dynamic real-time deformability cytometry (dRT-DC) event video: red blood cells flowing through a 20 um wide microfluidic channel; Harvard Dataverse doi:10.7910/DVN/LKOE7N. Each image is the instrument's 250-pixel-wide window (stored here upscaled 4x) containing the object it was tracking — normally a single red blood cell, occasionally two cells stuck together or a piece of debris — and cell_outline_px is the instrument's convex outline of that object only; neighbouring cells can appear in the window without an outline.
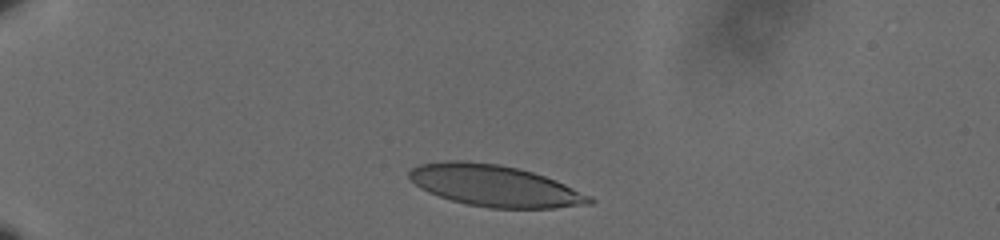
{"species": "human", "species_latin": "Homo sapiens", "temperature_condition": "cold", "stored_images_in_passage": 38, "camera_frame_rate_fps": 3000, "um_per_image_px": 0.085, "donor": {"sex": "male"}, "frame": {"image": 1, "passage_image": 1, "time_ms": 0.0, "image_size_px": [1000, 240], "cell_outline_px": [[596, 200], [592, 204], [552, 208], [488, 208], [468, 204], [452, 200], [428, 192], [420, 188], [408, 176], [408, 172], [412, 168], [420, 164], [448, 160], [464, 160], [500, 164], [532, 172], [556, 180], [592, 196]], "centroid_in_image_um": [42.07, 15.79], "position_along_channel_um": 42.9, "area_um2": 43.52}}
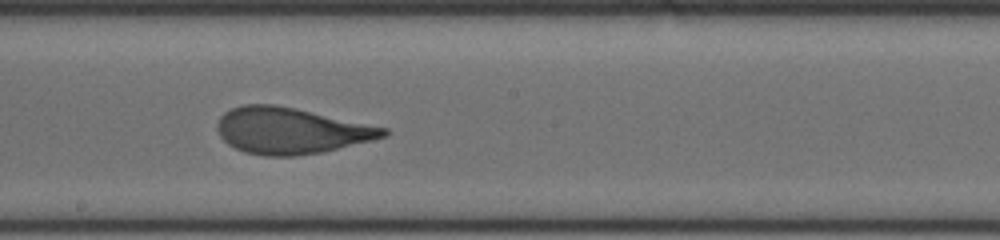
{"frame": {"image": 2, "passage_image": 21, "time_ms": 6.667, "image_size_px": [1000, 240], "cell_outline_px": [[388, 136], [320, 152], [292, 156], [264, 156], [244, 152], [228, 144], [220, 136], [216, 128], [216, 124], [220, 116], [224, 112], [232, 108], [244, 104], [276, 104], [296, 108], [388, 128]], "centroid_in_image_um": [24.68, 11.09], "position_along_channel_um": 223.5, "area_um2": 44.62}}
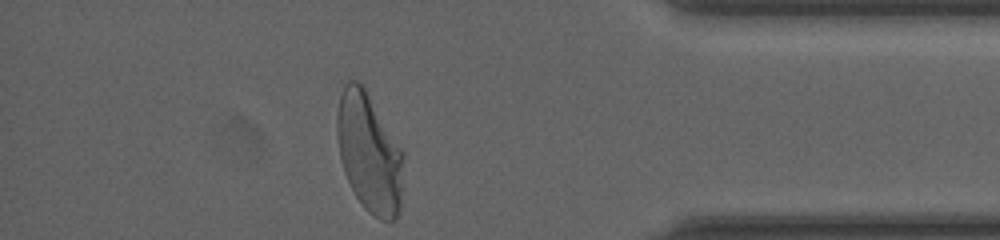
{"frame": {"image": 3, "passage_image": 38, "time_ms": 12.333, "image_size_px": [1000, 240], "cell_outline_px": [[404, 160], [400, 208], [396, 220], [380, 220], [368, 212], [364, 208], [356, 196], [344, 172], [340, 160], [336, 132], [336, 116], [340, 96], [344, 84], [348, 80], [356, 80], [364, 84], [404, 152]], "centroid_in_image_um": [31.39, 12.95], "position_along_channel_um": 403.8, "area_um2": 46.88}, "authors_computed_cell_mechanics": {"area_um2": 44.4771, "velocity_mm_per_s": 3.5818, "shape_relaxation_time_tau1_ms": 4.9801, "shape_relaxation_time_tau2_ms": 0.7653, "deformation_change_tau1": 0.1895, "deformation_change_tau2": 0.0734}}